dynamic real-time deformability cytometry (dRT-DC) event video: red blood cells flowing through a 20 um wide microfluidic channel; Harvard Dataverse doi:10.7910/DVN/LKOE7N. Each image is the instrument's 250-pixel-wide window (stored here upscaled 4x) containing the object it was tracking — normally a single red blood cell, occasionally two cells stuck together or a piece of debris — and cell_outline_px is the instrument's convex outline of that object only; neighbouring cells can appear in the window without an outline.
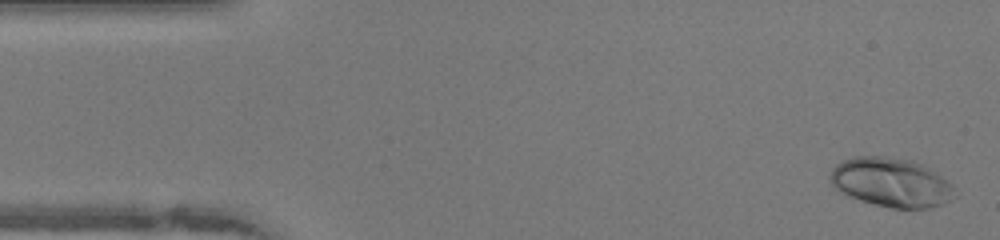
{"species": "human", "species_latin": "Homo sapiens", "temperature_condition": "warm", "stored_images_in_passage": 49, "camera_frame_rate_fps": 3000, "um_per_image_px": 0.085, "donor": {"sex": "female"}, "frame": {"image": 1, "passage_image": 2, "time_ms": 0.333, "image_size_px": [1000, 240], "cell_outline_px": [[956, 196], [940, 204], [928, 208], [892, 208], [860, 200], [840, 192], [828, 180], [832, 168], [836, 164], [852, 156], [884, 156], [912, 160], [928, 168], [952, 184]], "centroid_in_image_um": [75.71, 15.49], "position_along_channel_um": 9.3, "area_um2": 35.37}}
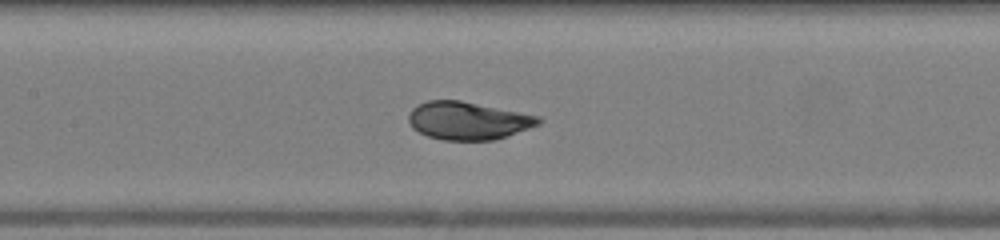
{"frame": {"image": 2, "passage_image": 22, "time_ms": 7.0, "image_size_px": [1000, 240], "cell_outline_px": [[544, 120], [540, 124], [508, 136], [492, 140], [444, 140], [428, 136], [412, 128], [408, 120], [408, 116], [412, 108], [428, 100], [460, 100], [540, 116]], "centroid_in_image_um": [39.8, 10.26], "position_along_channel_um": 167.6, "area_um2": 28.67}}
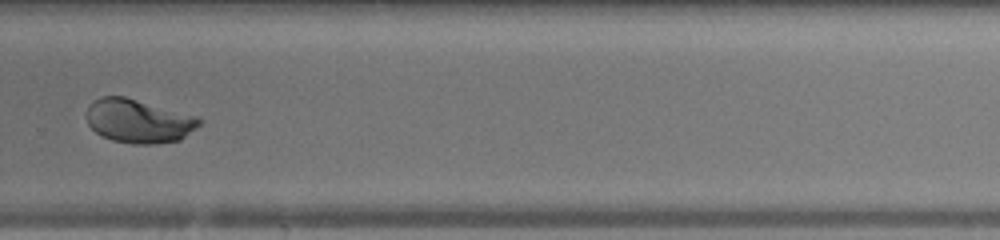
{"frame": {"image": 3, "passage_image": 33, "time_ms": 10.667, "image_size_px": [1000, 240], "cell_outline_px": [[204, 120], [196, 128], [180, 140], [156, 144], [132, 144], [112, 140], [96, 132], [88, 124], [88, 104], [92, 100], [100, 96], [124, 96], [200, 116]], "centroid_in_image_um": [11.82, 10.27], "position_along_channel_um": 318.0, "area_um2": 29.02}, "authors_computed_cell_mechanics": {"area_um2": 30.4028, "velocity_mm_per_s": 4.1126, "shape_relaxation_time_tau1_ms": 3.4992, "shape_relaxation_time_tau2_ms": null, "deformation_change_tau1": 0.1914, "deformation_change_tau2": null}}